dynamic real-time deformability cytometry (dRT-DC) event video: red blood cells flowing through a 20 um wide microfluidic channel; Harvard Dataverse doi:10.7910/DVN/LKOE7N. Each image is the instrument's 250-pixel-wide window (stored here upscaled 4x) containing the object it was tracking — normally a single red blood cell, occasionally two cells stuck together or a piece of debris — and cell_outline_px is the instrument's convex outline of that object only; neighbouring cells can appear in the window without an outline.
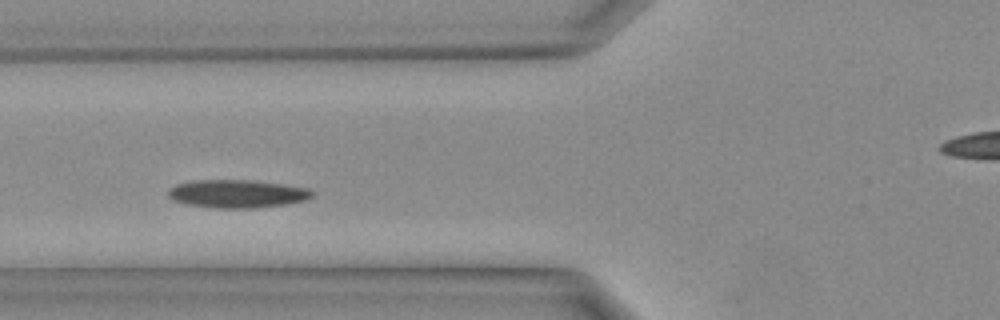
{"species": "Egyptian fruit bat (a non-hibernating species)", "species_latin": "Rousettus aegyptiacus", "temperature_condition": "warm", "stored_images_in_passage": 12, "camera_frame_rate_fps": 3000, "um_per_image_px": 0.085, "animal": {"sex": "female"}, "frame": {"image": 1, "passage_image": 4, "time_ms": 1.0, "image_size_px": [1000, 320], "cell_outline_px": [[312, 196], [304, 200], [284, 204], [252, 208], [216, 208], [184, 204], [172, 200], [168, 196], [168, 188], [176, 184], [192, 180], [252, 180], [308, 188], [312, 192]], "centroid_in_image_um": [20.07, 16.46], "position_along_channel_um": 105.7, "area_um2": 23.47}}